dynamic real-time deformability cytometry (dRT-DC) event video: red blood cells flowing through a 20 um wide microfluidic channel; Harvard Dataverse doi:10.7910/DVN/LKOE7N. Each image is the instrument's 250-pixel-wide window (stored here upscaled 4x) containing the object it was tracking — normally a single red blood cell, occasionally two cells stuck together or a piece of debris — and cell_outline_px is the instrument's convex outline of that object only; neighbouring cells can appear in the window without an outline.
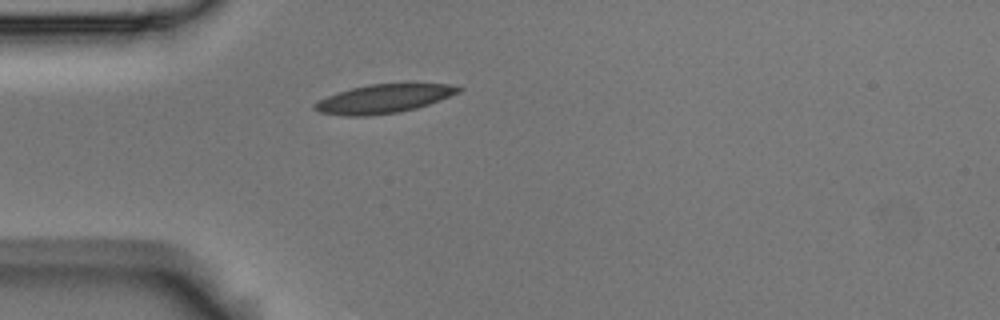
{"species": "Egyptian fruit bat (a non-hibernating species)", "species_latin": "Rousettus aegyptiacus", "temperature_condition": "room temperature", "stored_images_in_passage": 1, "camera_frame_rate_fps": 3000, "um_per_image_px": 0.085, "animal": {"sex": "male"}, "frame": {"image": 1, "passage_image": 1, "time_ms": 0.0, "image_size_px": [1000, 320], "cell_outline_px": [[464, 88], [460, 92], [428, 104], [416, 108], [396, 112], [368, 116], [344, 116], [320, 112], [312, 108], [312, 104], [328, 96], [352, 88], [368, 84], [448, 84]], "centroid_in_image_um": [32.59, 8.4], "position_along_channel_um": 52.4, "area_um2": 23.7}}